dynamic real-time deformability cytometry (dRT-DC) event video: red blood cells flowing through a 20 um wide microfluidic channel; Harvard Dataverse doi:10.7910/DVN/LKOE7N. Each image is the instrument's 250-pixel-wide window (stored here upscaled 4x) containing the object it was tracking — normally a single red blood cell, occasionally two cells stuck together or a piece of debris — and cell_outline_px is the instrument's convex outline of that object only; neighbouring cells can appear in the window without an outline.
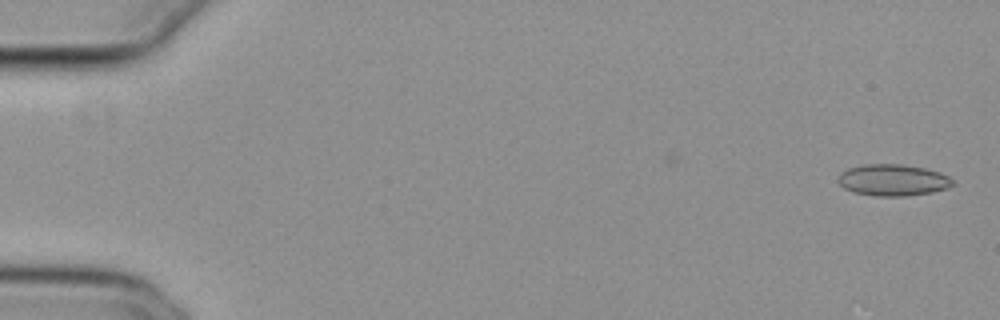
{"species": "common noctule bat (a hibernating species)", "species_latin": "Nyctalus noctula", "temperature_condition": "cold", "stored_images_in_passage": 54, "camera_frame_rate_fps": 3000, "um_per_image_px": 0.085, "animal": {"sex": "female", "body_mass_g": 29.2, "forearm_length_mm": 56.3}, "frame": {"image": 1, "passage_image": 2, "time_ms": 0.333, "image_size_px": [1000, 320], "cell_outline_px": [[956, 184], [948, 188], [932, 192], [908, 196], [876, 196], [852, 192], [844, 188], [836, 180], [840, 172], [848, 168], [864, 164], [904, 164], [924, 168], [940, 172], [948, 176]], "centroid_in_image_um": [75.89, 15.31], "position_along_channel_um": 9.1, "area_um2": 21.33}}
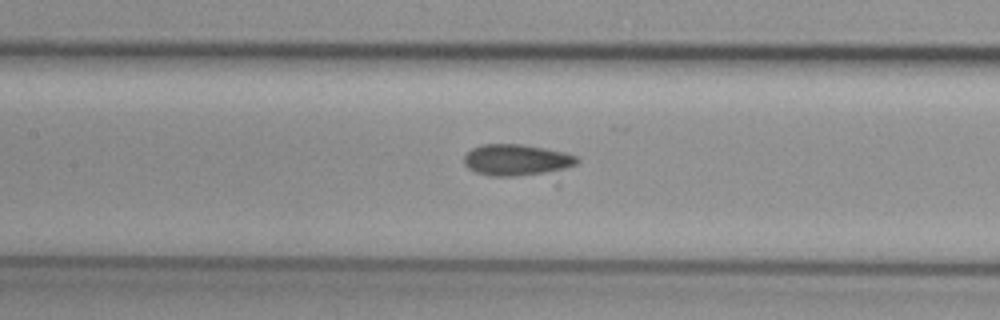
{"frame": {"image": 2, "passage_image": 26, "time_ms": 8.333, "image_size_px": [1000, 320], "cell_outline_px": [[580, 160], [556, 188], [488, 176], [476, 172], [468, 168], [464, 164], [464, 156], [472, 148], [480, 144], [520, 144], [544, 148], [564, 152], [576, 156]], "centroid_in_image_um": [44.31, 13.89], "position_along_channel_um": 163.1, "area_um2": 25.55}}
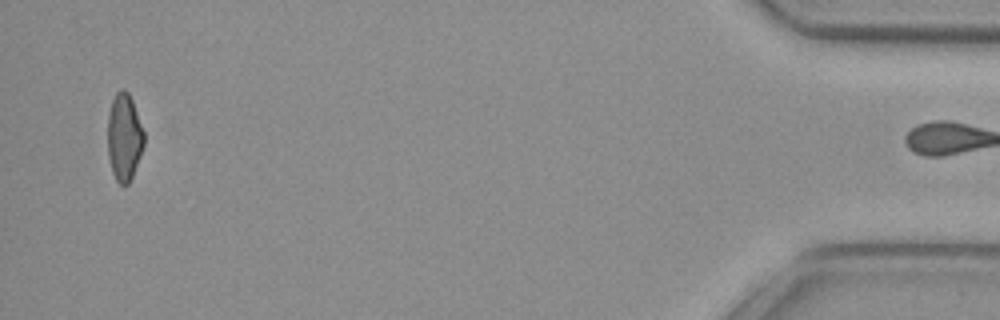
{"frame": {"image": 3, "passage_image": 53, "time_ms": 17.333, "image_size_px": [1000, 320], "cell_outline_px": [[144, 144], [140, 156], [132, 176], [128, 184], [120, 184], [116, 180], [112, 172], [108, 156], [108, 116], [112, 100], [116, 92], [120, 88], [124, 88], [128, 92], [132, 100], [144, 132]], "centroid_in_image_um": [10.55, 11.64], "position_along_channel_um": 424.7, "area_um2": 18.38}}